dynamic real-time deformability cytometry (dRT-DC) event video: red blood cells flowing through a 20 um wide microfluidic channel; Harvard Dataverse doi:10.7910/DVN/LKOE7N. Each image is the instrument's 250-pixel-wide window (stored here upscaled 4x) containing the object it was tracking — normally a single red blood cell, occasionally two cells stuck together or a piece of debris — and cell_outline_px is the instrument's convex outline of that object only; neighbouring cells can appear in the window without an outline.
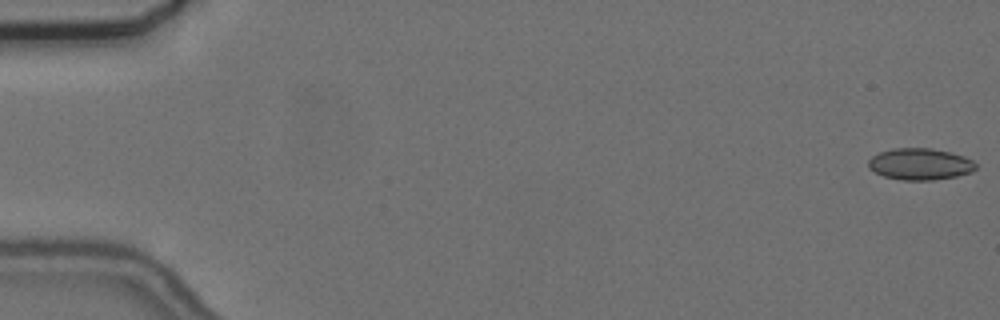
{"species": "common noctule bat (a hibernating species)", "species_latin": "Nyctalus noctula", "temperature_condition": "cold", "stored_images_in_passage": 57, "camera_frame_rate_fps": 3000, "um_per_image_px": 0.085, "animal": {"sex": "female", "body_mass_g": 24.6, "forearm_length_mm": 56.2}, "frame": {"image": 1, "passage_image": 1, "time_ms": 0.0, "image_size_px": [1000, 320], "cell_outline_px": [[976, 168], [972, 172], [956, 176], [932, 180], [904, 180], [884, 176], [868, 168], [868, 160], [872, 156], [880, 152], [892, 148], [932, 148], [964, 156], [972, 160], [976, 164]], "centroid_in_image_um": [78.2, 13.94], "position_along_channel_um": 6.8, "area_um2": 19.71}}
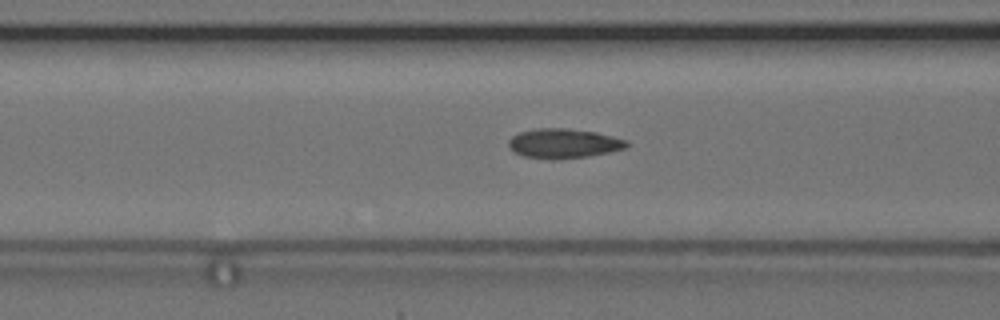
{"frame": {"image": 2, "passage_image": 23, "time_ms": 7.333, "image_size_px": [1000, 320], "cell_outline_px": [[628, 144], [624, 148], [608, 152], [588, 156], [560, 160], [552, 160], [524, 156], [516, 152], [508, 144], [508, 140], [512, 136], [520, 132], [536, 128], [568, 128], [596, 132], [628, 140]], "centroid_in_image_um": [47.9, 12.19], "position_along_channel_um": 118.7, "area_um2": 20.35}}
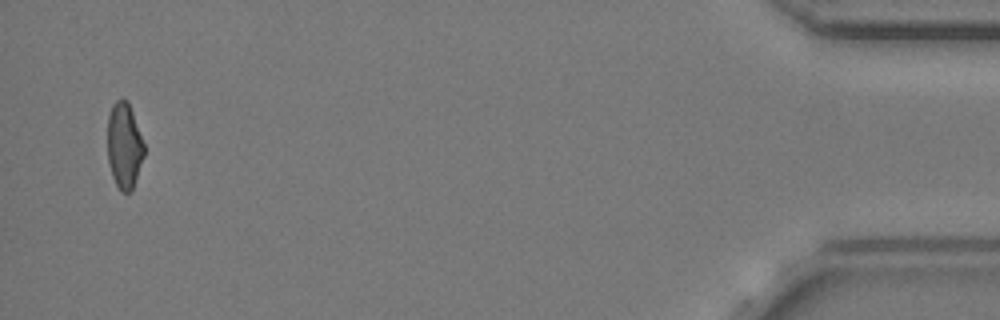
{"frame": {"image": 3, "passage_image": 55, "time_ms": 18.0, "image_size_px": [1000, 320], "cell_outline_px": [[144, 156], [132, 192], [120, 192], [112, 176], [108, 160], [108, 116], [112, 104], [116, 100], [128, 100], [144, 144]], "centroid_in_image_um": [10.56, 12.4], "position_along_channel_um": 424.6, "area_um2": 18.32}, "authors_computed_cell_mechanics": {"area_um2": 19.7676, "velocity_mm_per_s": 3.6669, "shape_relaxation_time_tau1_ms": null, "shape_relaxation_time_tau2_ms": 2.9525, "deformation_change_tau1": null, "deformation_change_tau2": 0.0875}}